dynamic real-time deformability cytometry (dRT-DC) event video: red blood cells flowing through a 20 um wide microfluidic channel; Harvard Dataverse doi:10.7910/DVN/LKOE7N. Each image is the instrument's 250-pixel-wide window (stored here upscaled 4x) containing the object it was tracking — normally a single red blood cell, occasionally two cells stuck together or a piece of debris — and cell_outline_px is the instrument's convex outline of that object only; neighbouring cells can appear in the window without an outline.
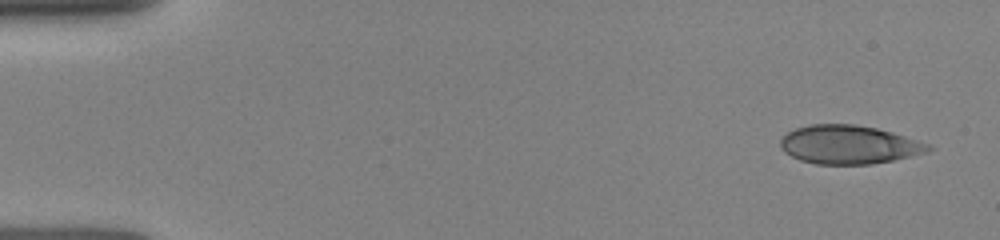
{"species": "human", "species_latin": "Homo sapiens", "temperature_condition": "room temperature", "stored_images_in_passage": 5, "camera_frame_rate_fps": 3000, "um_per_image_px": 0.085, "donor": {"sex": "female"}, "frame": {"image": 1, "passage_image": 1, "time_ms": 0.0, "image_size_px": [1000, 240], "cell_outline_px": [[932, 148], [928, 152], [892, 160], [872, 164], [816, 164], [800, 160], [784, 152], [780, 148], [780, 140], [788, 132], [796, 128], [808, 124], [852, 124], [876, 128], [892, 132], [928, 144]], "centroid_in_image_um": [72.12, 12.29], "position_along_channel_um": 12.9, "area_um2": 33.06}}
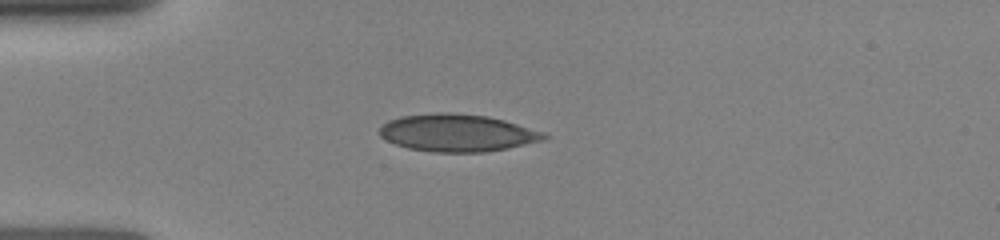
{"frame": {"image": 2, "passage_image": 4, "time_ms": 3.333, "image_size_px": [1000, 240], "cell_outline_px": [[548, 136], [540, 140], [508, 148], [484, 152], [432, 152], [408, 148], [396, 144], [380, 136], [380, 128], [388, 120], [400, 116], [440, 112], [448, 112], [488, 116], [504, 120], [544, 132]], "centroid_in_image_um": [38.84, 11.29], "position_along_channel_um": 46.2, "area_um2": 35.55}}